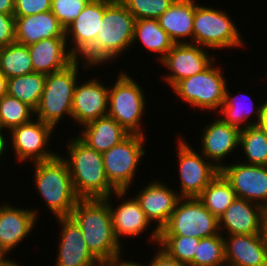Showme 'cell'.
<instances>
[{"instance_id": "cb8c5ba5", "label": "cell", "mask_w": 267, "mask_h": 266, "mask_svg": "<svg viewBox=\"0 0 267 266\" xmlns=\"http://www.w3.org/2000/svg\"><path fill=\"white\" fill-rule=\"evenodd\" d=\"M69 47L66 37L42 39L27 45L33 71L48 75L66 68L77 59Z\"/></svg>"}, {"instance_id": "484cf974", "label": "cell", "mask_w": 267, "mask_h": 266, "mask_svg": "<svg viewBox=\"0 0 267 266\" xmlns=\"http://www.w3.org/2000/svg\"><path fill=\"white\" fill-rule=\"evenodd\" d=\"M195 2V0H175L157 19L160 27L175 44H193ZM188 38L191 40H186Z\"/></svg>"}, {"instance_id": "c3c4849f", "label": "cell", "mask_w": 267, "mask_h": 266, "mask_svg": "<svg viewBox=\"0 0 267 266\" xmlns=\"http://www.w3.org/2000/svg\"><path fill=\"white\" fill-rule=\"evenodd\" d=\"M262 234L267 245V209L264 211L263 215V226H262Z\"/></svg>"}, {"instance_id": "5b68a950", "label": "cell", "mask_w": 267, "mask_h": 266, "mask_svg": "<svg viewBox=\"0 0 267 266\" xmlns=\"http://www.w3.org/2000/svg\"><path fill=\"white\" fill-rule=\"evenodd\" d=\"M81 59H76L66 68L46 75L44 90L34 115L56 129L66 115L72 118V102L75 87L79 82ZM79 62V63H78ZM65 115V116H64Z\"/></svg>"}, {"instance_id": "d4e9b609", "label": "cell", "mask_w": 267, "mask_h": 266, "mask_svg": "<svg viewBox=\"0 0 267 266\" xmlns=\"http://www.w3.org/2000/svg\"><path fill=\"white\" fill-rule=\"evenodd\" d=\"M53 37H65V29L51 11L30 16H15L16 42L30 45Z\"/></svg>"}, {"instance_id": "d6986e66", "label": "cell", "mask_w": 267, "mask_h": 266, "mask_svg": "<svg viewBox=\"0 0 267 266\" xmlns=\"http://www.w3.org/2000/svg\"><path fill=\"white\" fill-rule=\"evenodd\" d=\"M212 122L201 131L200 152L220 170L225 165L223 159L238 150L235 148H239L241 130L225 123L219 116Z\"/></svg>"}, {"instance_id": "ba28073f", "label": "cell", "mask_w": 267, "mask_h": 266, "mask_svg": "<svg viewBox=\"0 0 267 266\" xmlns=\"http://www.w3.org/2000/svg\"><path fill=\"white\" fill-rule=\"evenodd\" d=\"M214 64L216 63L213 62L199 74L178 81L171 89L191 107L218 112L224 103L225 88L228 84L224 72Z\"/></svg>"}, {"instance_id": "6da1fadb", "label": "cell", "mask_w": 267, "mask_h": 266, "mask_svg": "<svg viewBox=\"0 0 267 266\" xmlns=\"http://www.w3.org/2000/svg\"><path fill=\"white\" fill-rule=\"evenodd\" d=\"M134 24V16L120 0H105L104 16L95 43L80 57L83 60L80 66L88 69L105 65L126 53L132 46Z\"/></svg>"}, {"instance_id": "1f68e13d", "label": "cell", "mask_w": 267, "mask_h": 266, "mask_svg": "<svg viewBox=\"0 0 267 266\" xmlns=\"http://www.w3.org/2000/svg\"><path fill=\"white\" fill-rule=\"evenodd\" d=\"M239 147L245 154V164L267 166V130L259 125L241 129ZM247 161V162H246Z\"/></svg>"}, {"instance_id": "836d02e7", "label": "cell", "mask_w": 267, "mask_h": 266, "mask_svg": "<svg viewBox=\"0 0 267 266\" xmlns=\"http://www.w3.org/2000/svg\"><path fill=\"white\" fill-rule=\"evenodd\" d=\"M33 116L34 110L17 98L6 94L0 99V121L7 133L16 126L30 122Z\"/></svg>"}, {"instance_id": "e575fe53", "label": "cell", "mask_w": 267, "mask_h": 266, "mask_svg": "<svg viewBox=\"0 0 267 266\" xmlns=\"http://www.w3.org/2000/svg\"><path fill=\"white\" fill-rule=\"evenodd\" d=\"M225 249L223 234L201 238L188 266H224Z\"/></svg>"}, {"instance_id": "8992f818", "label": "cell", "mask_w": 267, "mask_h": 266, "mask_svg": "<svg viewBox=\"0 0 267 266\" xmlns=\"http://www.w3.org/2000/svg\"><path fill=\"white\" fill-rule=\"evenodd\" d=\"M226 11L195 3L193 44L213 50L244 47L242 35Z\"/></svg>"}, {"instance_id": "8fae6325", "label": "cell", "mask_w": 267, "mask_h": 266, "mask_svg": "<svg viewBox=\"0 0 267 266\" xmlns=\"http://www.w3.org/2000/svg\"><path fill=\"white\" fill-rule=\"evenodd\" d=\"M179 136L177 139L178 173L181 198L198 197L220 170L201 152H196L189 143Z\"/></svg>"}, {"instance_id": "52a82bcc", "label": "cell", "mask_w": 267, "mask_h": 266, "mask_svg": "<svg viewBox=\"0 0 267 266\" xmlns=\"http://www.w3.org/2000/svg\"><path fill=\"white\" fill-rule=\"evenodd\" d=\"M115 84L109 86L108 116L116 120L130 134L145 135L141 118L145 113L146 95L138 82L121 71Z\"/></svg>"}, {"instance_id": "74e56055", "label": "cell", "mask_w": 267, "mask_h": 266, "mask_svg": "<svg viewBox=\"0 0 267 266\" xmlns=\"http://www.w3.org/2000/svg\"><path fill=\"white\" fill-rule=\"evenodd\" d=\"M90 0H52L51 12L66 29Z\"/></svg>"}, {"instance_id": "f546056e", "label": "cell", "mask_w": 267, "mask_h": 266, "mask_svg": "<svg viewBox=\"0 0 267 266\" xmlns=\"http://www.w3.org/2000/svg\"><path fill=\"white\" fill-rule=\"evenodd\" d=\"M197 198L219 219L237 196L230 182L220 172Z\"/></svg>"}, {"instance_id": "f6af8a7d", "label": "cell", "mask_w": 267, "mask_h": 266, "mask_svg": "<svg viewBox=\"0 0 267 266\" xmlns=\"http://www.w3.org/2000/svg\"><path fill=\"white\" fill-rule=\"evenodd\" d=\"M4 132L5 131H0V158L3 156V154L5 155V152H7L6 151L7 146H9L8 141H7V139H9V138L6 136V133H4Z\"/></svg>"}, {"instance_id": "60d3db41", "label": "cell", "mask_w": 267, "mask_h": 266, "mask_svg": "<svg viewBox=\"0 0 267 266\" xmlns=\"http://www.w3.org/2000/svg\"><path fill=\"white\" fill-rule=\"evenodd\" d=\"M156 247H158L159 249L158 251L156 250V254L154 255L153 259H151L150 262L146 264L147 266H187L170 257L159 246L156 245Z\"/></svg>"}, {"instance_id": "f5cc1de1", "label": "cell", "mask_w": 267, "mask_h": 266, "mask_svg": "<svg viewBox=\"0 0 267 266\" xmlns=\"http://www.w3.org/2000/svg\"><path fill=\"white\" fill-rule=\"evenodd\" d=\"M0 131H5L4 128L2 127L1 121H0Z\"/></svg>"}, {"instance_id": "f907efd6", "label": "cell", "mask_w": 267, "mask_h": 266, "mask_svg": "<svg viewBox=\"0 0 267 266\" xmlns=\"http://www.w3.org/2000/svg\"><path fill=\"white\" fill-rule=\"evenodd\" d=\"M15 260H9L5 265H3V266H20L19 265V263H16L17 261H15Z\"/></svg>"}, {"instance_id": "7402d4cb", "label": "cell", "mask_w": 267, "mask_h": 266, "mask_svg": "<svg viewBox=\"0 0 267 266\" xmlns=\"http://www.w3.org/2000/svg\"><path fill=\"white\" fill-rule=\"evenodd\" d=\"M264 211L256 203L236 198L218 219L220 233L227 231V235L262 234Z\"/></svg>"}, {"instance_id": "277c9868", "label": "cell", "mask_w": 267, "mask_h": 266, "mask_svg": "<svg viewBox=\"0 0 267 266\" xmlns=\"http://www.w3.org/2000/svg\"><path fill=\"white\" fill-rule=\"evenodd\" d=\"M34 189L56 217L70 216L79 201L67 163L58 154L48 161L34 162Z\"/></svg>"}, {"instance_id": "9a60e30c", "label": "cell", "mask_w": 267, "mask_h": 266, "mask_svg": "<svg viewBox=\"0 0 267 266\" xmlns=\"http://www.w3.org/2000/svg\"><path fill=\"white\" fill-rule=\"evenodd\" d=\"M220 172L230 182L237 198L267 209V166L236 162L224 165Z\"/></svg>"}, {"instance_id": "f35d334b", "label": "cell", "mask_w": 267, "mask_h": 266, "mask_svg": "<svg viewBox=\"0 0 267 266\" xmlns=\"http://www.w3.org/2000/svg\"><path fill=\"white\" fill-rule=\"evenodd\" d=\"M52 0H14V16H30L51 11Z\"/></svg>"}, {"instance_id": "b9f144b4", "label": "cell", "mask_w": 267, "mask_h": 266, "mask_svg": "<svg viewBox=\"0 0 267 266\" xmlns=\"http://www.w3.org/2000/svg\"><path fill=\"white\" fill-rule=\"evenodd\" d=\"M0 12L14 15V0H0Z\"/></svg>"}, {"instance_id": "bcb514c9", "label": "cell", "mask_w": 267, "mask_h": 266, "mask_svg": "<svg viewBox=\"0 0 267 266\" xmlns=\"http://www.w3.org/2000/svg\"><path fill=\"white\" fill-rule=\"evenodd\" d=\"M8 78L0 71V99L7 94Z\"/></svg>"}, {"instance_id": "7bdbcfd3", "label": "cell", "mask_w": 267, "mask_h": 266, "mask_svg": "<svg viewBox=\"0 0 267 266\" xmlns=\"http://www.w3.org/2000/svg\"><path fill=\"white\" fill-rule=\"evenodd\" d=\"M89 266H117V257L110 259H96Z\"/></svg>"}, {"instance_id": "30bf717a", "label": "cell", "mask_w": 267, "mask_h": 266, "mask_svg": "<svg viewBox=\"0 0 267 266\" xmlns=\"http://www.w3.org/2000/svg\"><path fill=\"white\" fill-rule=\"evenodd\" d=\"M146 135L129 134L119 144L102 153L104 171L116 190H129L141 159L146 154Z\"/></svg>"}, {"instance_id": "83f0119b", "label": "cell", "mask_w": 267, "mask_h": 266, "mask_svg": "<svg viewBox=\"0 0 267 266\" xmlns=\"http://www.w3.org/2000/svg\"><path fill=\"white\" fill-rule=\"evenodd\" d=\"M244 95V97H243ZM239 96H242L247 101V98L250 100L247 104L243 103L244 99H241ZM244 101V102H246ZM243 103V104H242ZM250 103V104H248ZM245 104V105H244ZM260 105V106H259ZM263 103L258 104L257 106L254 105L252 102L251 97L247 94H240L237 96H233L230 94L228 86L226 85L225 88V96H224V103L222 104L220 110L216 113H220L218 116L227 124L235 126L237 128L244 129L246 127L252 125H258L260 118H261V108ZM255 106V107H254ZM254 113V115H253ZM251 115L255 116L254 121L249 120L251 119ZM222 116V117H221ZM243 125V126H242Z\"/></svg>"}, {"instance_id": "8d00e7d4", "label": "cell", "mask_w": 267, "mask_h": 266, "mask_svg": "<svg viewBox=\"0 0 267 266\" xmlns=\"http://www.w3.org/2000/svg\"><path fill=\"white\" fill-rule=\"evenodd\" d=\"M138 19H158L175 0H120Z\"/></svg>"}, {"instance_id": "ab89813d", "label": "cell", "mask_w": 267, "mask_h": 266, "mask_svg": "<svg viewBox=\"0 0 267 266\" xmlns=\"http://www.w3.org/2000/svg\"><path fill=\"white\" fill-rule=\"evenodd\" d=\"M16 42L15 16L0 12V44L4 47Z\"/></svg>"}, {"instance_id": "ac0fdd59", "label": "cell", "mask_w": 267, "mask_h": 266, "mask_svg": "<svg viewBox=\"0 0 267 266\" xmlns=\"http://www.w3.org/2000/svg\"><path fill=\"white\" fill-rule=\"evenodd\" d=\"M31 209V210H30ZM0 204V250L6 255L31 235L37 223V210Z\"/></svg>"}, {"instance_id": "681fc988", "label": "cell", "mask_w": 267, "mask_h": 266, "mask_svg": "<svg viewBox=\"0 0 267 266\" xmlns=\"http://www.w3.org/2000/svg\"><path fill=\"white\" fill-rule=\"evenodd\" d=\"M10 259L6 257V254L0 250V266L5 265Z\"/></svg>"}, {"instance_id": "9c48e42d", "label": "cell", "mask_w": 267, "mask_h": 266, "mask_svg": "<svg viewBox=\"0 0 267 266\" xmlns=\"http://www.w3.org/2000/svg\"><path fill=\"white\" fill-rule=\"evenodd\" d=\"M220 233L219 220L197 198H180L159 236L205 238Z\"/></svg>"}, {"instance_id": "7dc6e473", "label": "cell", "mask_w": 267, "mask_h": 266, "mask_svg": "<svg viewBox=\"0 0 267 266\" xmlns=\"http://www.w3.org/2000/svg\"><path fill=\"white\" fill-rule=\"evenodd\" d=\"M123 255L117 256V266H145L142 263H137L136 261L133 262V260L127 261L123 260L122 258ZM122 259V260H121Z\"/></svg>"}, {"instance_id": "5bb4252c", "label": "cell", "mask_w": 267, "mask_h": 266, "mask_svg": "<svg viewBox=\"0 0 267 266\" xmlns=\"http://www.w3.org/2000/svg\"><path fill=\"white\" fill-rule=\"evenodd\" d=\"M207 49L197 44H174L159 61L169 73L164 75L165 83L172 88L178 81L199 74L207 69L216 59L209 56ZM171 73V74H170Z\"/></svg>"}, {"instance_id": "4316f807", "label": "cell", "mask_w": 267, "mask_h": 266, "mask_svg": "<svg viewBox=\"0 0 267 266\" xmlns=\"http://www.w3.org/2000/svg\"><path fill=\"white\" fill-rule=\"evenodd\" d=\"M77 136L88 147L104 153L119 144L130 133L110 116L100 117L83 125Z\"/></svg>"}, {"instance_id": "d6a6232c", "label": "cell", "mask_w": 267, "mask_h": 266, "mask_svg": "<svg viewBox=\"0 0 267 266\" xmlns=\"http://www.w3.org/2000/svg\"><path fill=\"white\" fill-rule=\"evenodd\" d=\"M0 71L7 78L33 73L32 61L27 45L13 42L3 47L0 56Z\"/></svg>"}, {"instance_id": "d590c367", "label": "cell", "mask_w": 267, "mask_h": 266, "mask_svg": "<svg viewBox=\"0 0 267 266\" xmlns=\"http://www.w3.org/2000/svg\"><path fill=\"white\" fill-rule=\"evenodd\" d=\"M200 239L191 236H159L158 246L179 263L189 265Z\"/></svg>"}, {"instance_id": "7a4b0ae2", "label": "cell", "mask_w": 267, "mask_h": 266, "mask_svg": "<svg viewBox=\"0 0 267 266\" xmlns=\"http://www.w3.org/2000/svg\"><path fill=\"white\" fill-rule=\"evenodd\" d=\"M70 217L80 227L87 248L96 259L122 255L124 247L114 235L109 204L104 198L79 199Z\"/></svg>"}, {"instance_id": "44dd1931", "label": "cell", "mask_w": 267, "mask_h": 266, "mask_svg": "<svg viewBox=\"0 0 267 266\" xmlns=\"http://www.w3.org/2000/svg\"><path fill=\"white\" fill-rule=\"evenodd\" d=\"M60 223V241L54 266H89L96 258L88 250L80 227L70 217H56Z\"/></svg>"}, {"instance_id": "4dcf8cb0", "label": "cell", "mask_w": 267, "mask_h": 266, "mask_svg": "<svg viewBox=\"0 0 267 266\" xmlns=\"http://www.w3.org/2000/svg\"><path fill=\"white\" fill-rule=\"evenodd\" d=\"M45 79V74L37 72L8 78L7 94L35 110L44 90Z\"/></svg>"}, {"instance_id": "2e32d148", "label": "cell", "mask_w": 267, "mask_h": 266, "mask_svg": "<svg viewBox=\"0 0 267 266\" xmlns=\"http://www.w3.org/2000/svg\"><path fill=\"white\" fill-rule=\"evenodd\" d=\"M109 86L96 78L76 84L72 102V120L83 126L108 114Z\"/></svg>"}, {"instance_id": "f1b7e54d", "label": "cell", "mask_w": 267, "mask_h": 266, "mask_svg": "<svg viewBox=\"0 0 267 266\" xmlns=\"http://www.w3.org/2000/svg\"><path fill=\"white\" fill-rule=\"evenodd\" d=\"M139 40L150 52L158 53L160 61L175 44L169 35L160 27L157 19L135 20L132 46ZM136 42V43H135Z\"/></svg>"}, {"instance_id": "e0dca14e", "label": "cell", "mask_w": 267, "mask_h": 266, "mask_svg": "<svg viewBox=\"0 0 267 266\" xmlns=\"http://www.w3.org/2000/svg\"><path fill=\"white\" fill-rule=\"evenodd\" d=\"M105 11V0H90L78 17L65 29L70 52L80 57L95 43ZM70 35V37H69Z\"/></svg>"}, {"instance_id": "ee69618b", "label": "cell", "mask_w": 267, "mask_h": 266, "mask_svg": "<svg viewBox=\"0 0 267 266\" xmlns=\"http://www.w3.org/2000/svg\"><path fill=\"white\" fill-rule=\"evenodd\" d=\"M258 125L267 130V100L262 105L261 118Z\"/></svg>"}, {"instance_id": "3957f363", "label": "cell", "mask_w": 267, "mask_h": 266, "mask_svg": "<svg viewBox=\"0 0 267 266\" xmlns=\"http://www.w3.org/2000/svg\"><path fill=\"white\" fill-rule=\"evenodd\" d=\"M67 142V163L73 188L80 199L106 198L117 190L109 183L104 171L102 153L88 147L76 135Z\"/></svg>"}, {"instance_id": "ffe728a7", "label": "cell", "mask_w": 267, "mask_h": 266, "mask_svg": "<svg viewBox=\"0 0 267 266\" xmlns=\"http://www.w3.org/2000/svg\"><path fill=\"white\" fill-rule=\"evenodd\" d=\"M127 192L129 193L128 190H117L114 194L104 198L109 204L114 235L120 243L122 242L121 237L138 236L140 233L145 232L148 226H151L135 196L125 200L124 197H126ZM114 195L118 200L124 198V201L122 199L120 201L122 202L121 204L112 205L110 197H114Z\"/></svg>"}, {"instance_id": "4fadbf2b", "label": "cell", "mask_w": 267, "mask_h": 266, "mask_svg": "<svg viewBox=\"0 0 267 266\" xmlns=\"http://www.w3.org/2000/svg\"><path fill=\"white\" fill-rule=\"evenodd\" d=\"M165 184L159 180L149 181L135 196L150 223H157L149 234V241H154L155 245L159 242V232L167 224L181 198L175 189Z\"/></svg>"}, {"instance_id": "603a6c76", "label": "cell", "mask_w": 267, "mask_h": 266, "mask_svg": "<svg viewBox=\"0 0 267 266\" xmlns=\"http://www.w3.org/2000/svg\"><path fill=\"white\" fill-rule=\"evenodd\" d=\"M225 236L223 238L226 265L267 266V245L263 234Z\"/></svg>"}, {"instance_id": "816d5d0a", "label": "cell", "mask_w": 267, "mask_h": 266, "mask_svg": "<svg viewBox=\"0 0 267 266\" xmlns=\"http://www.w3.org/2000/svg\"><path fill=\"white\" fill-rule=\"evenodd\" d=\"M3 47H4V46L0 44V56H1V52H2V50H3Z\"/></svg>"}, {"instance_id": "7c38bea8", "label": "cell", "mask_w": 267, "mask_h": 266, "mask_svg": "<svg viewBox=\"0 0 267 266\" xmlns=\"http://www.w3.org/2000/svg\"><path fill=\"white\" fill-rule=\"evenodd\" d=\"M54 128L43 121L34 118L25 124L12 128L9 133L11 147L15 158L19 163L31 161L34 162L48 161L54 159L58 152L49 151V141H51ZM28 159V160H27Z\"/></svg>"}]
</instances>
